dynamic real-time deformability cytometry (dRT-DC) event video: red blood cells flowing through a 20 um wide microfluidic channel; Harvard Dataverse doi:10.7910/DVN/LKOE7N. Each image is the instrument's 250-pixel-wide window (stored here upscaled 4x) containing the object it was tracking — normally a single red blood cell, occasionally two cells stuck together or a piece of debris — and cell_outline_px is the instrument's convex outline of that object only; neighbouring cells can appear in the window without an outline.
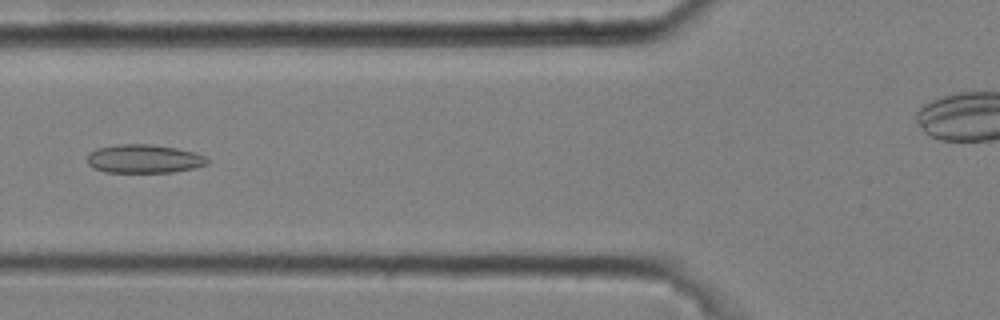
{"species": "common noctule bat (a hibernating species)", "species_latin": "Nyctalus noctula", "temperature_condition": "cold", "stored_images_in_passage": 8, "camera_frame_rate_fps": 3000, "um_per_image_px": 0.085, "animal": {"sex": "male", "body_mass_g": 20.4}, "frame": {"image": 1, "passage_image": 6, "time_ms": 1.667, "image_size_px": [1000, 320], "cell_outline_px": [[212, 160], [208, 164], [192, 168], [172, 172], [104, 172], [92, 168], [88, 164], [88, 156], [96, 148], [116, 144], [152, 144], [176, 148], [192, 152], [204, 156]], "centroid_in_image_um": [12.23, 13.5], "position_along_channel_um": 113.6, "area_um2": 20.0}}
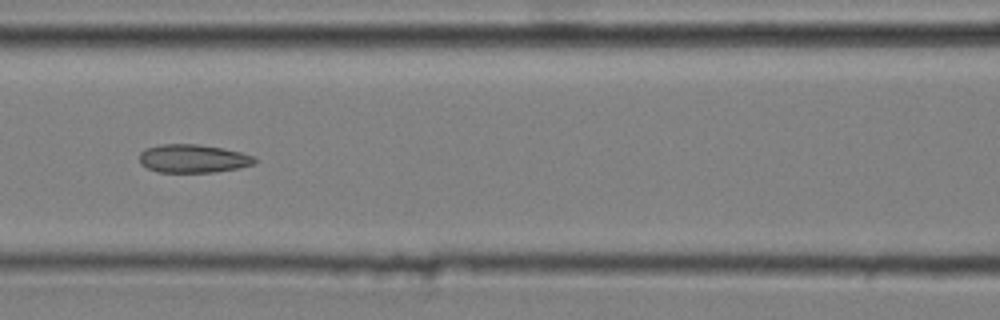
{"frame": {"image": 2, "passage_image": 7, "time_ms": 2.0, "image_size_px": [1000, 320], "cell_outline_px": [[256, 164], [216, 172], [156, 172], [140, 164], [140, 152], [144, 148], [160, 144], [200, 144], [224, 148], [256, 156]], "centroid_in_image_um": [16.41, 13.47], "position_along_channel_um": 150.2, "area_um2": 19.25}}
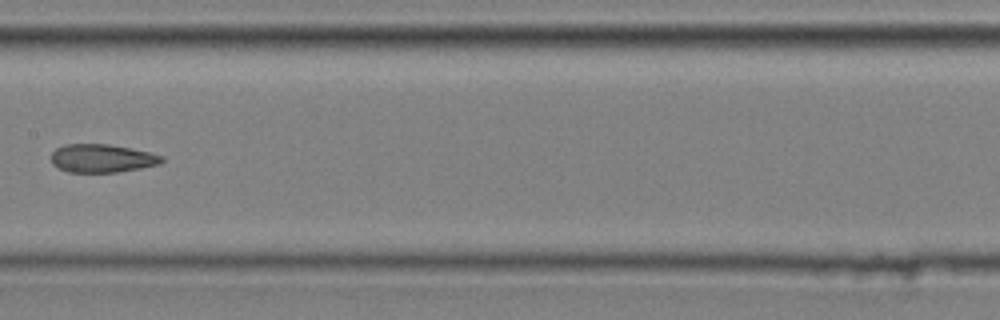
{"frame": {"image": 3, "passage_image": 8, "time_ms": 2.333, "image_size_px": [1000, 320], "cell_outline_px": [[164, 160], [160, 164], [140, 168], [116, 172], [68, 172], [52, 164], [52, 152], [56, 148], [64, 144], [108, 144], [148, 152], [164, 156]], "centroid_in_image_um": [8.66, 13.45], "position_along_channel_um": 198.7, "area_um2": 18.09}}